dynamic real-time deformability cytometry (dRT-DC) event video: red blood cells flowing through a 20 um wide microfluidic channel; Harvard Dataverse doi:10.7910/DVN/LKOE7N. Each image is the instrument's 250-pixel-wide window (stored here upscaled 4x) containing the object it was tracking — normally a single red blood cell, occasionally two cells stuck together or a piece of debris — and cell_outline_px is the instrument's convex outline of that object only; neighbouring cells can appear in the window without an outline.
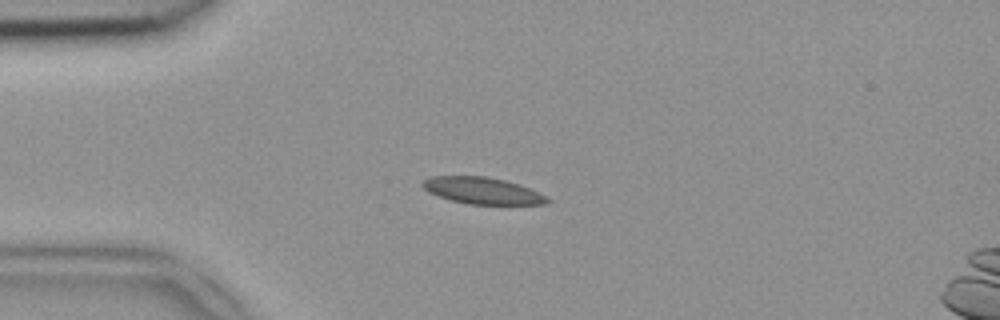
{"species": "common noctule bat (a hibernating species)", "species_latin": "Nyctalus noctula", "temperature_condition": "room temperature", "stored_images_in_passage": 50, "camera_frame_rate_fps": 3000, "um_per_image_px": 0.085, "animal": {"sex": "female", "body_mass_g": 18.4}, "frame": {"image": 1, "passage_image": 13, "time_ms": 4.0, "image_size_px": [1000, 320], "cell_outline_px": [[552, 200], [544, 204], [468, 204], [452, 200], [428, 192], [420, 184], [424, 180], [432, 176], [488, 176], [504, 180], [528, 188]], "centroid_in_image_um": [40.96, 16.2], "position_along_channel_um": 44.0, "area_um2": 19.02}}
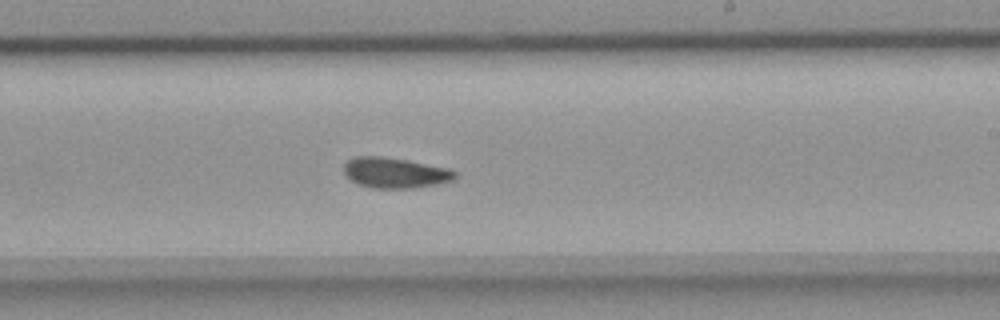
{"frame": {"image": 2, "passage_image": 30, "time_ms": 9.667, "image_size_px": [1000, 320], "cell_outline_px": [[456, 176], [452, 180], [436, 184], [412, 188], [372, 188], [360, 184], [352, 180], [344, 172], [344, 164], [352, 156], [380, 156], [408, 160], [448, 168], [456, 172]], "centroid_in_image_um": [33.57, 14.67], "position_along_channel_um": 255.4, "area_um2": 19.59}}
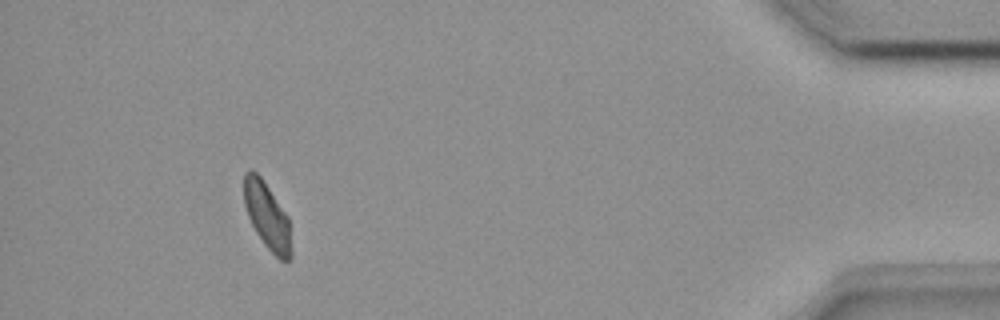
{"frame": {"image": 3, "passage_image": 46, "time_ms": 15.0, "image_size_px": [1000, 320], "cell_outline_px": [[292, 260], [280, 260], [264, 244], [256, 232], [248, 216], [244, 204], [244, 172], [248, 168], [252, 168], [260, 176], [288, 216], [292, 252]], "centroid_in_image_um": [22.7, 18.35], "position_along_channel_um": 412.5, "area_um2": 18.32}}